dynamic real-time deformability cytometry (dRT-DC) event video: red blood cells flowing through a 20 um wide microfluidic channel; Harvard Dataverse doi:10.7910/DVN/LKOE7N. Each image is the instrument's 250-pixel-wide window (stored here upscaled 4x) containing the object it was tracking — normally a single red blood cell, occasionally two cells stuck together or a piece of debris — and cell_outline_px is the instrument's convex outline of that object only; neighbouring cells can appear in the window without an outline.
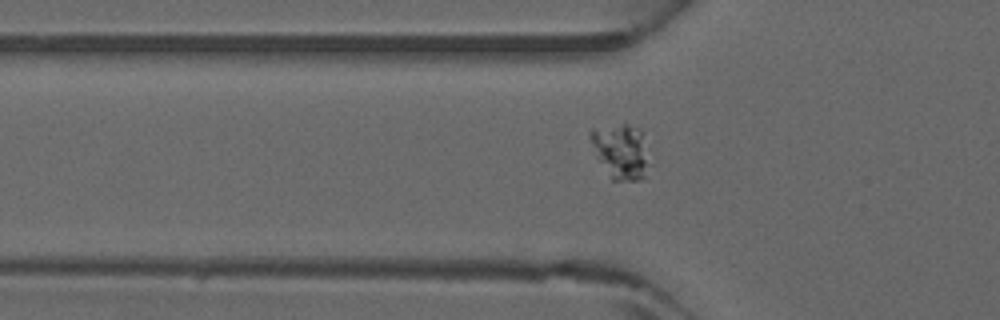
{"species": "common noctule bat (a hibernating species)", "species_latin": "Nyctalus noctula", "temperature_condition": "warm", "stored_images_in_passage": 6, "camera_frame_rate_fps": 3000, "um_per_image_px": 0.085, "animal": {"sex": "male", "forearm_length_mm": 52.5}, "frame": {"image": 1, "passage_image": 6, "time_ms": 1.667, "image_size_px": [1000, 320], "cell_outline_px": [[652, 164], [644, 180], [612, 180], [600, 160], [588, 136], [588, 132], [592, 128], [620, 124], [628, 124], [636, 128], [640, 132]], "centroid_in_image_um": [52.82, 12.88], "position_along_channel_um": 73.0, "area_um2": 18.84}}